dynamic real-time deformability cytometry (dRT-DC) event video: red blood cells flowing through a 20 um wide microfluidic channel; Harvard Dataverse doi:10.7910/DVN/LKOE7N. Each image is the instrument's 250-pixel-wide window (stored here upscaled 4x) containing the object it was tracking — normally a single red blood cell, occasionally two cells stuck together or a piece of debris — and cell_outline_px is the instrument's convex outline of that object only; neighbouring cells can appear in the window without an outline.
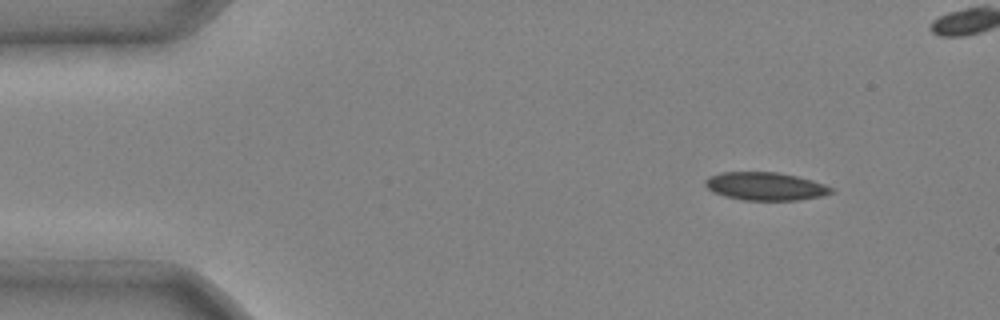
{"species": "common noctule bat (a hibernating species)", "species_latin": "Nyctalus noctula", "temperature_condition": "cold", "stored_images_in_passage": 4, "camera_frame_rate_fps": 3000, "um_per_image_px": 0.085, "animal": {"sex": "male", "body_mass_g": 20.4}, "frame": {"image": 1, "passage_image": 1, "time_ms": 0.0, "image_size_px": [1000, 320], "cell_outline_px": [[836, 192], [824, 196], [800, 200], [744, 200], [724, 196], [708, 188], [704, 184], [704, 180], [708, 176], [720, 172], [776, 172], [796, 176], [812, 180], [836, 188]], "centroid_in_image_um": [65.11, 15.83], "position_along_channel_um": 19.9, "area_um2": 20.81}}